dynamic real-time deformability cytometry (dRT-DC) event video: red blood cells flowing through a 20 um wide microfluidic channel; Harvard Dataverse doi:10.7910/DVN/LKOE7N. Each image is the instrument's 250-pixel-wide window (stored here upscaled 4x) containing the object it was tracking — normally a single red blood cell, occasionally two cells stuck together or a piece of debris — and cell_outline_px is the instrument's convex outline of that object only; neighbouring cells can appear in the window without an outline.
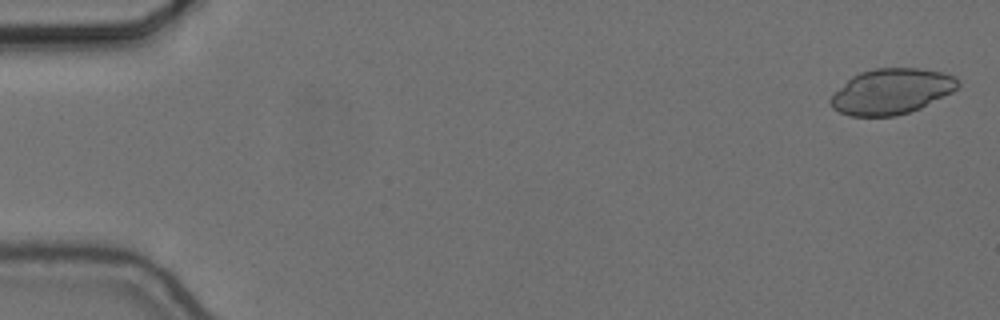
{"species": "common noctule bat (a hibernating species)", "species_latin": "Nyctalus noctula", "temperature_condition": "cold", "stored_images_in_passage": 56, "camera_frame_rate_fps": 3000, "um_per_image_px": 0.085, "animal": {"sex": "female", "body_mass_g": 24.6, "forearm_length_mm": 56.2}, "frame": {"image": 1, "passage_image": 2, "time_ms": 0.333, "image_size_px": [1000, 320], "cell_outline_px": [[960, 84], [952, 92], [920, 108], [896, 116], [848, 116], [832, 108], [828, 100], [852, 76], [860, 72], [876, 68], [916, 68], [940, 72], [956, 76]], "centroid_in_image_um": [75.77, 7.77], "position_along_channel_um": 9.2, "area_um2": 33.52}}